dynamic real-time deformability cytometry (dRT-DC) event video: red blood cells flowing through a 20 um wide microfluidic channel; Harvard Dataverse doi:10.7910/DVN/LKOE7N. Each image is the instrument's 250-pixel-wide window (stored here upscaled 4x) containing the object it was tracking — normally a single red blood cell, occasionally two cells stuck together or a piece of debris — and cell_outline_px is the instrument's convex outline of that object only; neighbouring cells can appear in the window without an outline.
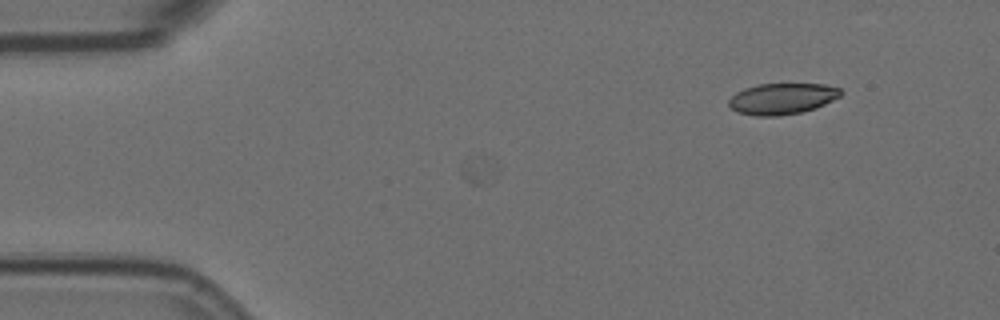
{"species": "Egyptian fruit bat (a non-hibernating species)", "species_latin": "Rousettus aegyptiacus", "temperature_condition": "room temperature", "stored_images_in_passage": 4, "camera_frame_rate_fps": 3000, "um_per_image_px": 0.085, "animal": {"sex": "female"}, "frame": {"image": 1, "passage_image": 4, "time_ms": 1.0, "image_size_px": [1000, 320], "cell_outline_px": [[844, 92], [840, 96], [816, 108], [800, 112], [776, 116], [756, 116], [736, 112], [728, 104], [728, 100], [736, 92], [744, 88], [756, 84], [824, 84], [840, 88]], "centroid_in_image_um": [66.47, 8.38], "position_along_channel_um": 18.5, "area_um2": 20.35}}